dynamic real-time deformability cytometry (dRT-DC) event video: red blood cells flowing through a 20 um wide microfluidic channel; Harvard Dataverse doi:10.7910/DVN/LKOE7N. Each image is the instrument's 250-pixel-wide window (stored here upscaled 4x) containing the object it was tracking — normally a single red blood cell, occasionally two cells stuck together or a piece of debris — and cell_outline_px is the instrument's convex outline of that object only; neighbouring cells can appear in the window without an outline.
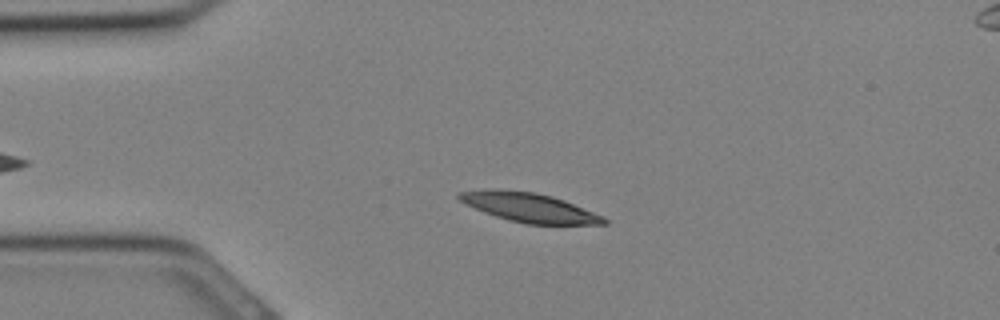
{"species": "Egyptian fruit bat (a non-hibernating species)", "species_latin": "Rousettus aegyptiacus", "temperature_condition": "cold", "stored_images_in_passage": 18, "camera_frame_rate_fps": 3000, "um_per_image_px": 0.085, "animal": {"sex": "female"}, "frame": {"image": 1, "passage_image": 4, "time_ms": 1.0, "image_size_px": [1000, 320], "cell_outline_px": [[608, 224], [524, 224], [508, 220], [484, 212], [460, 200], [456, 196], [460, 192], [536, 192], [552, 196], [564, 200], [604, 216], [608, 220]], "centroid_in_image_um": [45.15, 17.7], "position_along_channel_um": 39.9, "area_um2": 23.47}}
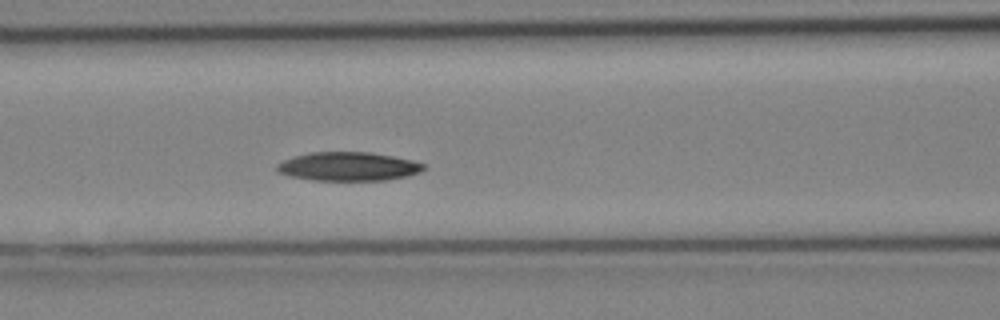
{"frame": {"image": 2, "passage_image": 10, "time_ms": 3.0, "image_size_px": [1000, 320], "cell_outline_px": [[424, 168], [420, 172], [408, 176], [384, 180], [312, 180], [292, 176], [276, 172], [276, 164], [292, 156], [308, 152], [368, 152], [392, 156], [412, 160], [424, 164]], "centroid_in_image_um": [29.57, 14.14], "position_along_channel_um": 137.0, "area_um2": 24.57}}
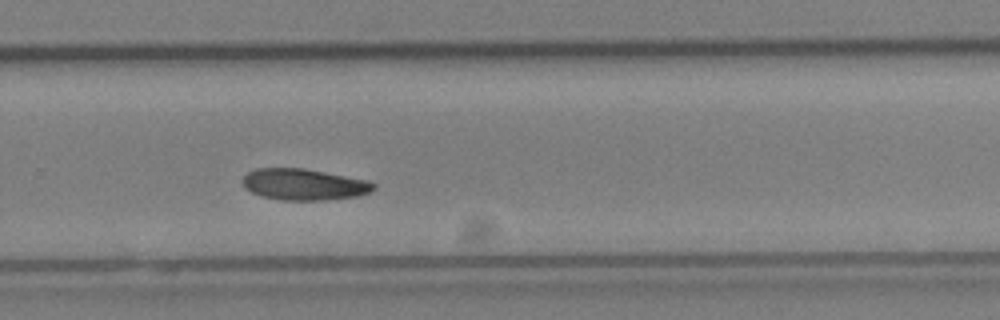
{"frame": {"image": 3, "passage_image": 18, "time_ms": 5.667, "image_size_px": [1000, 320], "cell_outline_px": [[376, 188], [360, 196], [324, 200], [280, 200], [260, 196], [244, 188], [240, 180], [248, 172], [256, 168], [304, 168], [368, 180], [376, 184]], "centroid_in_image_um": [25.81, 15.68], "position_along_channel_um": 304.0, "area_um2": 24.16}}